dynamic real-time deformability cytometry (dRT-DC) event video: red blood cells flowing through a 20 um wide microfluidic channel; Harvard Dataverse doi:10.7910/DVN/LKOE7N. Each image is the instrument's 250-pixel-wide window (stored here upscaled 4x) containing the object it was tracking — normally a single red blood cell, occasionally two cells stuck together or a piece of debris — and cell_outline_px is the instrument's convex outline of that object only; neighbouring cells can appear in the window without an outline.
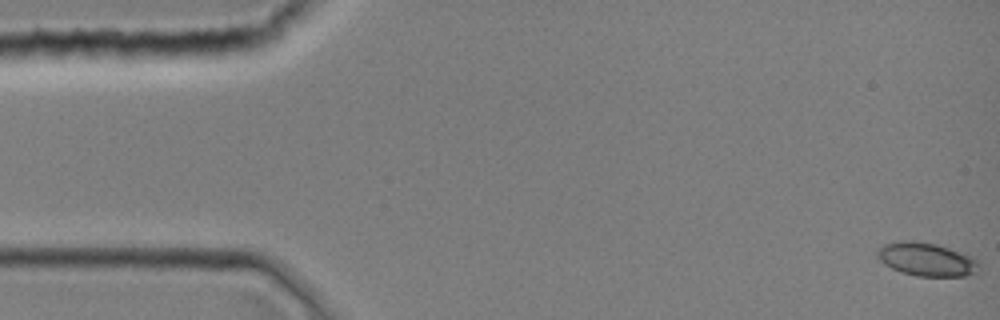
{"species": "common noctule bat (a hibernating species)", "species_latin": "Nyctalus noctula", "temperature_condition": "room temperature", "stored_images_in_passage": 41, "camera_frame_rate_fps": 3000, "um_per_image_px": 0.085, "animal": {"sex": "female", "body_mass_g": 19.0, "forearm_length_mm": 51.5}, "frame": {"image": 1, "passage_image": 1, "time_ms": 0.0, "image_size_px": [1000, 320], "cell_outline_px": [[980, 272], [964, 276], [916, 276], [900, 272], [884, 264], [876, 256], [876, 248], [884, 244], [896, 240], [912, 240], [936, 244], [972, 256], [980, 264]], "centroid_in_image_um": [78.73, 22.04], "position_along_channel_um": 6.3, "area_um2": 20.11}}
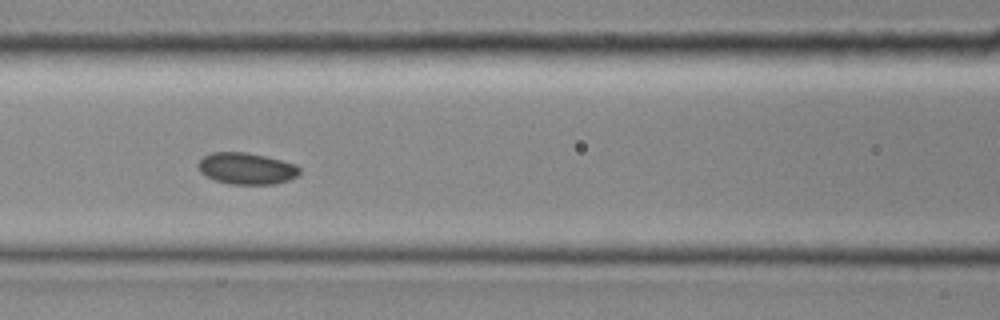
{"frame": {"image": 2, "passage_image": 18, "time_ms": 5.667, "image_size_px": [1000, 320], "cell_outline_px": [[300, 172], [296, 176], [288, 180], [276, 184], [232, 184], [216, 180], [204, 176], [196, 168], [196, 164], [204, 156], [212, 152], [248, 152], [296, 164], [300, 168]], "centroid_in_image_um": [20.92, 14.32], "position_along_channel_um": 145.7, "area_um2": 18.73}}
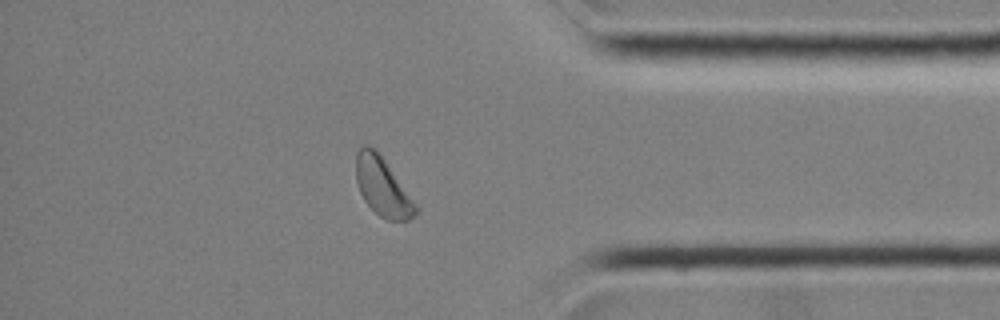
{"frame": {"image": 3, "passage_image": 35, "time_ms": 11.333, "image_size_px": [1000, 320], "cell_outline_px": [[420, 208], [408, 220], [384, 220], [364, 200], [360, 192], [356, 180], [356, 152], [364, 144], [368, 144], [376, 148]], "centroid_in_image_um": [32.51, 15.85], "position_along_channel_um": 402.7, "area_um2": 20.35}}